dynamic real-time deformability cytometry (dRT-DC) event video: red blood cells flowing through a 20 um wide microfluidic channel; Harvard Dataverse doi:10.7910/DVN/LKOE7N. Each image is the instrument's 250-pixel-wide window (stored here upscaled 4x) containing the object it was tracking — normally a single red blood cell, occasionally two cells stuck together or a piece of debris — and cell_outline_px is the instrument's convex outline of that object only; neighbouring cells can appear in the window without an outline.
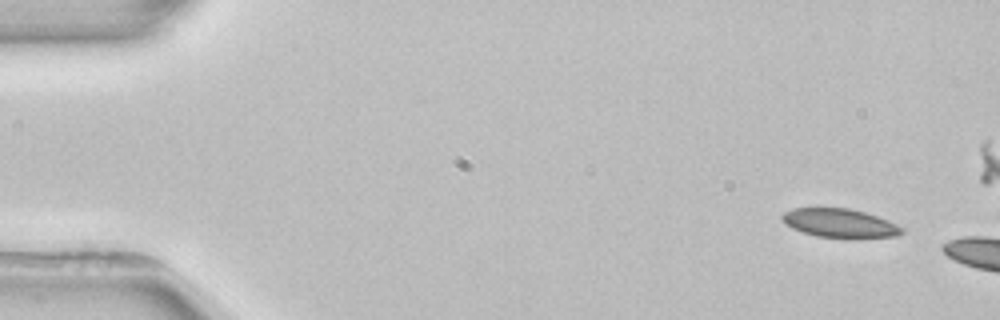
{"species": "common noctule bat (a hibernating species)", "species_latin": "Nyctalus noctula", "temperature_condition": "room temperature", "stored_images_in_passage": 3, "camera_frame_rate_fps": 3000, "um_per_image_px": 0.085, "animal": {"sex": "female", "body_mass_g": 22.7, "forearm_length_mm": 54.2}, "frame": {"image": 1, "passage_image": 1, "time_ms": 0.0, "image_size_px": [1000, 320], "cell_outline_px": [[904, 232], [896, 236], [852, 240], [816, 236], [792, 228], [784, 224], [780, 216], [784, 212], [792, 208], [848, 208], [864, 212], [888, 220], [904, 228]], "centroid_in_image_um": [71.4, 19.0], "position_along_channel_um": 13.6, "area_um2": 20.63}}